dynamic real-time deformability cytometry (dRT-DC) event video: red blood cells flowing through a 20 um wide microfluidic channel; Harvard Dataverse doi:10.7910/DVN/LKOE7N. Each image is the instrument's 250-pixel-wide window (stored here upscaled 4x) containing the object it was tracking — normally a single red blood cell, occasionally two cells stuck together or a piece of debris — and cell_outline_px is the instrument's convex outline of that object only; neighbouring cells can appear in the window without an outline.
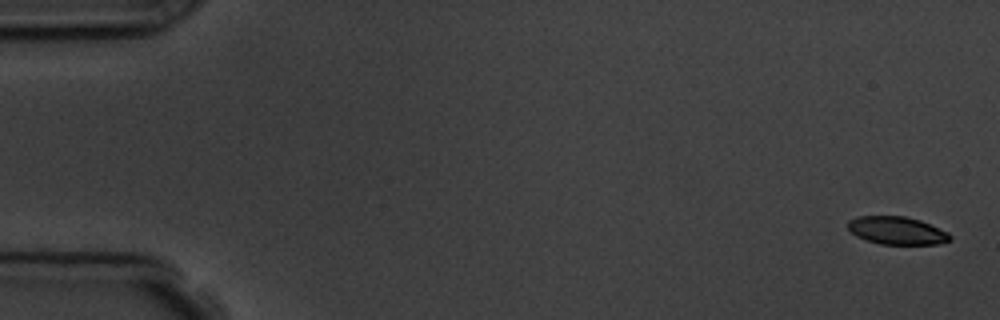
{"species": "common noctule bat (a hibernating species)", "species_latin": "Nyctalus noctula", "temperature_condition": "room temperature", "stored_images_in_passage": 7, "camera_frame_rate_fps": 3000, "um_per_image_px": 0.085, "animal": {"sex": "male", "body_mass_g": 19.5, "forearm_length_mm": 54.6}, "frame": {"image": 1, "passage_image": 1, "time_ms": 0.0, "image_size_px": [1000, 320], "cell_outline_px": [[952, 240], [940, 244], [880, 244], [856, 236], [848, 228], [848, 220], [860, 216], [904, 216], [920, 220], [948, 232], [952, 236]], "centroid_in_image_um": [76.27, 19.6], "position_along_channel_um": 8.7, "area_um2": 16.53}}
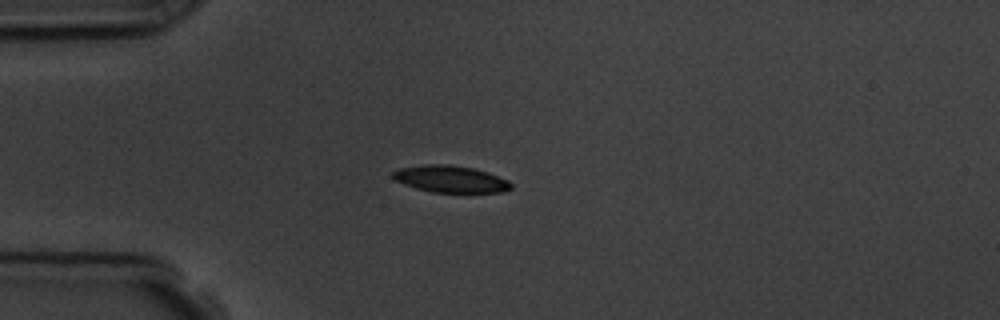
{"frame": {"image": 2, "passage_image": 4, "time_ms": 4.333, "image_size_px": [1000, 320], "cell_outline_px": [[512, 188], [504, 192], [432, 192], [416, 188], [404, 184], [396, 180], [392, 176], [392, 172], [396, 168], [424, 164], [448, 164], [472, 168], [488, 172], [508, 180], [512, 184]], "centroid_in_image_um": [38.28, 15.21], "position_along_channel_um": 46.7, "area_um2": 18.55}}